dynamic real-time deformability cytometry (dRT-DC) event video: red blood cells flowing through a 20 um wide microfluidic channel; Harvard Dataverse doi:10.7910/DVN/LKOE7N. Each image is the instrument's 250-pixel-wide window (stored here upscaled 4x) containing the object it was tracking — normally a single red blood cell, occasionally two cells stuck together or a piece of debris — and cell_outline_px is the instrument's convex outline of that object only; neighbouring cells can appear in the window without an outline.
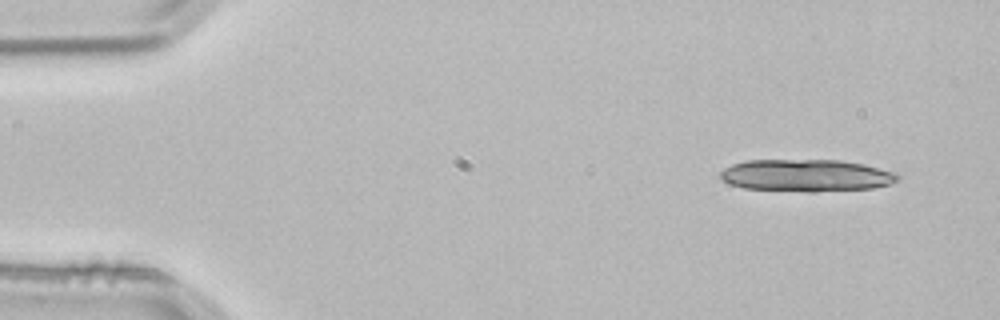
{"species": "common noctule bat (a hibernating species)", "species_latin": "Nyctalus noctula", "temperature_condition": "room temperature", "stored_images_in_passage": 3, "camera_frame_rate_fps": 3000, "um_per_image_px": 0.085, "animal": {"sex": "male", "body_mass_g": 21.5, "forearm_length_mm": 52.0}, "frame": {"image": 1, "passage_image": 1, "time_ms": 0.0, "image_size_px": [1000, 320], "cell_outline_px": [[900, 176], [896, 180], [888, 184], [872, 188], [816, 192], [808, 192], [744, 188], [728, 184], [720, 176], [720, 172], [724, 168], [732, 164], [748, 160], [840, 160], [864, 164], [896, 172]], "centroid_in_image_um": [68.52, 14.91], "position_along_channel_um": 16.5, "area_um2": 33.35}}